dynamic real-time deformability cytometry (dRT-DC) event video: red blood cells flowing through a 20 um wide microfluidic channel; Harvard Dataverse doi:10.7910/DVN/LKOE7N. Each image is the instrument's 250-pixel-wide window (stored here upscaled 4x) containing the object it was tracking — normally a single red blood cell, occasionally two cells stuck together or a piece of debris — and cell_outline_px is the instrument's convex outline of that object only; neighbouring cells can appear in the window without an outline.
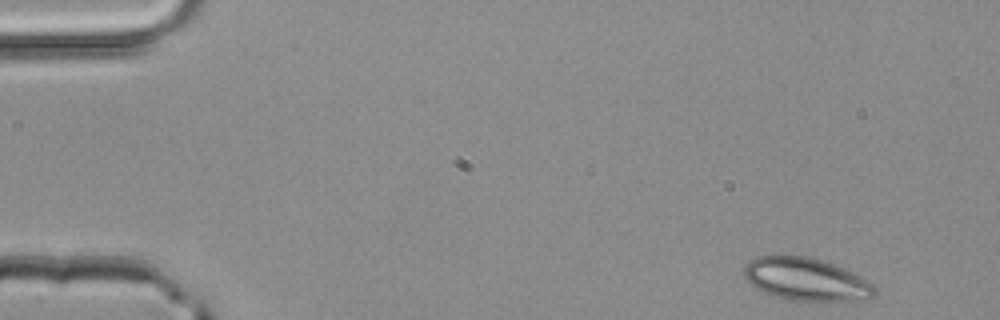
{"species": "common noctule bat (a hibernating species)", "species_latin": "Nyctalus noctula", "temperature_condition": "room temperature", "stored_images_in_passage": 2, "camera_frame_rate_fps": 3000, "um_per_image_px": 0.085, "animal": {"sex": "male", "body_mass_g": 20.4}, "frame": {"image": 1, "passage_image": 1, "time_ms": 0.0, "image_size_px": [1000, 320], "cell_outline_px": [[876, 292], [868, 300], [824, 304], [788, 300], [764, 292], [756, 288], [744, 276], [744, 268], [748, 260], [756, 256], [780, 252], [808, 256], [824, 260], [844, 268], [868, 280], [876, 288]], "centroid_in_image_um": [68.54, 23.74], "position_along_channel_um": 16.5, "area_um2": 34.33}}